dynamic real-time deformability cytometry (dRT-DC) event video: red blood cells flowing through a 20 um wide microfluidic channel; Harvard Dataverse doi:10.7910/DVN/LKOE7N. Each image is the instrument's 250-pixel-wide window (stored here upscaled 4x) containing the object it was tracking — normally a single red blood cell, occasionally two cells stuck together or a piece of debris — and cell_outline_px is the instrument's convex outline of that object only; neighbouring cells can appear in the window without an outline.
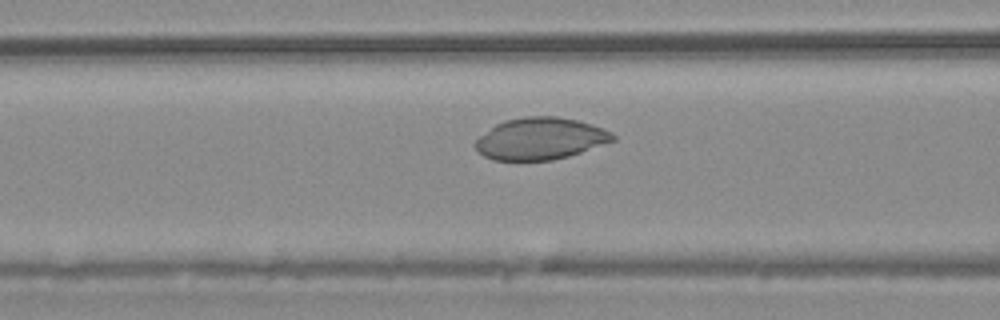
{"species": "common noctule bat (a hibernating species)", "species_latin": "Nyctalus noctula", "temperature_condition": "warm", "stored_images_in_passage": 54, "camera_frame_rate_fps": 3000, "um_per_image_px": 0.085, "animal": {"sex": "male", "body_mass_g": 20.4}, "frame": {"image": 1, "passage_image": 22, "time_ms": 7.0, "image_size_px": [1000, 320], "cell_outline_px": [[616, 140], [568, 156], [552, 160], [496, 160], [484, 156], [472, 144], [480, 136], [496, 124], [504, 120], [524, 116], [556, 116], [576, 120], [592, 124], [612, 132], [616, 136]], "centroid_in_image_um": [45.93, 11.77], "position_along_channel_um": 120.7, "area_um2": 33.47}}
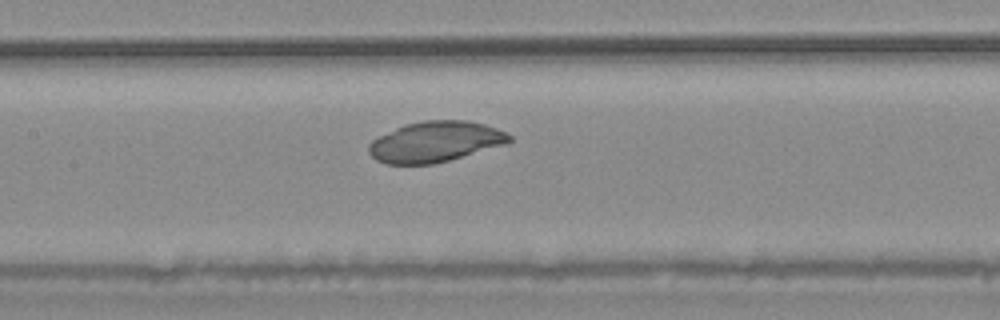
{"frame": {"image": 2, "passage_image": 26, "time_ms": 8.333, "image_size_px": [1000, 320], "cell_outline_px": [[512, 140], [504, 144], [448, 160], [432, 164], [384, 164], [376, 160], [368, 152], [368, 144], [372, 140], [404, 124], [424, 120], [468, 120], [484, 124], [496, 128], [512, 136]], "centroid_in_image_um": [36.96, 12.04], "position_along_channel_um": 170.4, "area_um2": 33.0}}
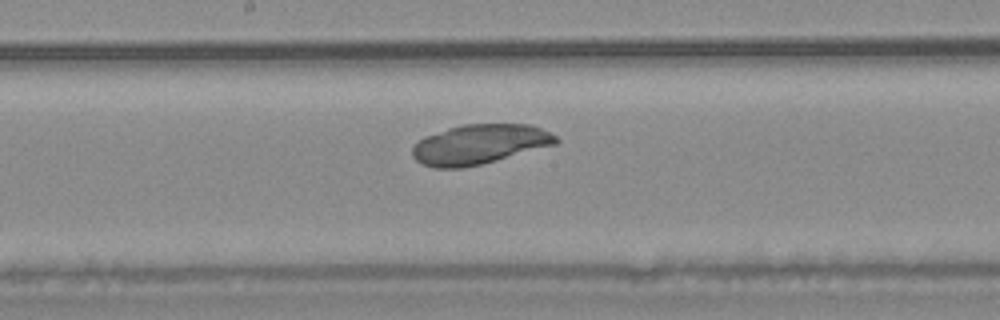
{"frame": {"image": 3, "passage_image": 29, "time_ms": 9.333, "image_size_px": [1000, 320], "cell_outline_px": [[560, 140], [556, 144], [496, 160], [464, 168], [432, 168], [416, 160], [412, 156], [412, 144], [424, 136], [448, 128], [464, 124], [528, 124], [540, 128], [556, 136]], "centroid_in_image_um": [40.7, 12.27], "position_along_channel_um": 207.5, "area_um2": 33.18}}